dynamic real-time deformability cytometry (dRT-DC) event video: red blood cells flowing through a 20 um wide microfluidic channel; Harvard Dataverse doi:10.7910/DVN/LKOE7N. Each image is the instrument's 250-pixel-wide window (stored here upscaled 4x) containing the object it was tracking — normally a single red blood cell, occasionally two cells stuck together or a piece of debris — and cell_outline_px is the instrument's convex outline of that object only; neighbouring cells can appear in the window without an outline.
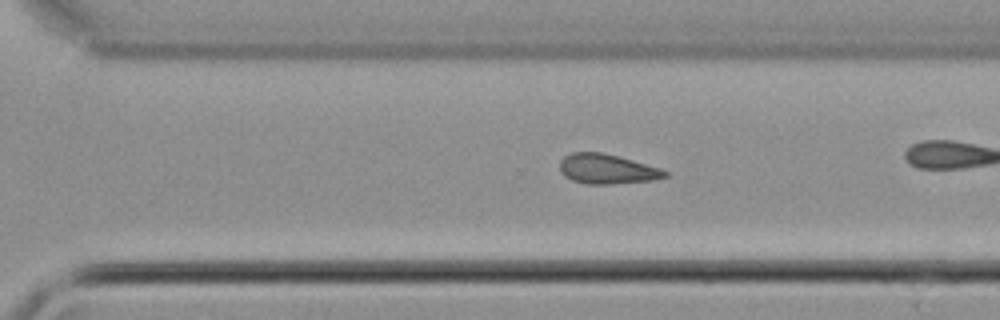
{"species": "common noctule bat (a hibernating species)", "species_latin": "Nyctalus noctula", "temperature_condition": "cold", "stored_images_in_passage": 36, "camera_frame_rate_fps": 3000, "um_per_image_px": 0.085, "animal": {"sex": "male", "body_mass_g": 21.5, "forearm_length_mm": 52.0}, "frame": {"image": 1, "passage_image": 31, "time_ms": 10.0, "image_size_px": [1000, 320], "cell_outline_px": [[668, 176], [652, 180], [608, 184], [588, 184], [572, 180], [564, 176], [560, 172], [560, 160], [564, 156], [572, 152], [600, 152], [616, 156], [660, 168], [668, 172]], "centroid_in_image_um": [51.55, 14.37], "position_along_channel_um": 319.0, "area_um2": 18.03}}